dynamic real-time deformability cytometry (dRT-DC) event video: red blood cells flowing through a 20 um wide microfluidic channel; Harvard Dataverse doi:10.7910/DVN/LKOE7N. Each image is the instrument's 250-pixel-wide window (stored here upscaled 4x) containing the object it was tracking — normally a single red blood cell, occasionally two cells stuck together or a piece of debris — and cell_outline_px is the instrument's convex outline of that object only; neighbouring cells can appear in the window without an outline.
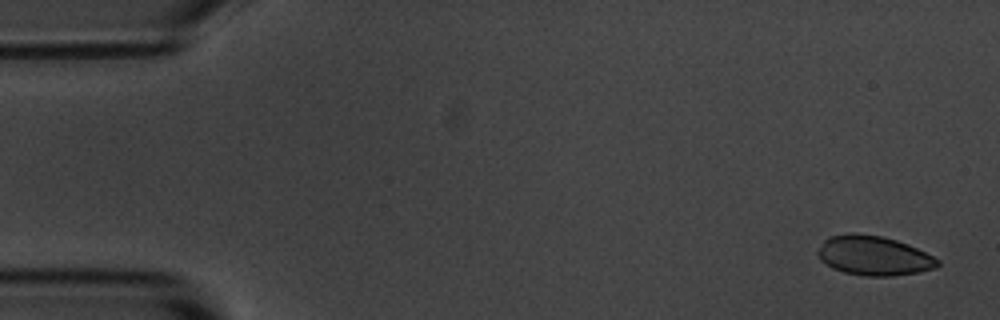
{"species": "common noctule bat (a hibernating species)", "species_latin": "Nyctalus noctula", "temperature_condition": "room temperature", "stored_images_in_passage": 6, "camera_frame_rate_fps": 3000, "um_per_image_px": 0.085, "animal": {"sex": "male", "body_mass_g": 20.1, "forearm_length_mm": 53.5}, "frame": {"image": 1, "passage_image": 1, "time_ms": 0.0, "image_size_px": [1000, 320], "cell_outline_px": [[940, 264], [936, 268], [916, 272], [892, 276], [864, 276], [844, 272], [832, 268], [820, 260], [816, 252], [824, 240], [828, 236], [848, 232], [852, 232], [880, 236], [896, 240], [908, 244], [940, 260]], "centroid_in_image_um": [74.23, 21.72], "position_along_channel_um": 10.8, "area_um2": 27.63}}
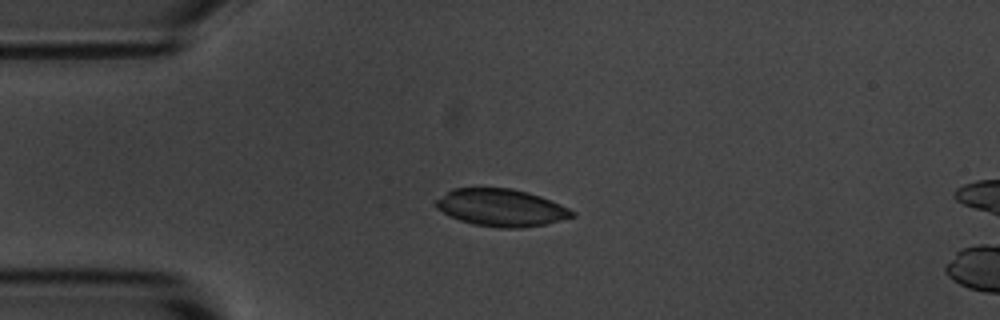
{"frame": {"image": 2, "passage_image": 4, "time_ms": 3.667, "image_size_px": [1000, 320], "cell_outline_px": [[576, 216], [544, 224], [520, 228], [496, 228], [472, 224], [460, 220], [436, 208], [436, 200], [452, 188], [512, 188], [528, 192], [540, 196], [560, 204], [576, 212]], "centroid_in_image_um": [42.62, 17.65], "position_along_channel_um": 42.4, "area_um2": 29.48}}